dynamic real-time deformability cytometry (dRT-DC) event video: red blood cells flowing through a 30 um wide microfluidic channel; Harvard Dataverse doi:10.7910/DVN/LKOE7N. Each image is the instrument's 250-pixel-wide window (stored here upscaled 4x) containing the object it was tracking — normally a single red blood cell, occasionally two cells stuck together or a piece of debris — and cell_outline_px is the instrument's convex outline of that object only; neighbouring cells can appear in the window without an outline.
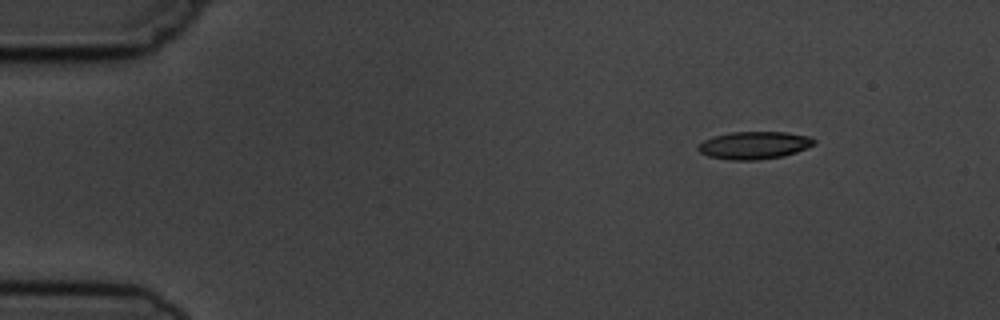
{"species": "common noctule bat (a hibernating species)", "species_latin": "Nyctalus noctula", "temperature_condition": "cold", "stored_images_in_passage": 7, "camera_frame_rate_fps": 3000, "um_per_image_px": 0.085, "animal": {"sex": "male", "body_mass_g": 19.5, "forearm_length_mm": 54.6}, "frame": {"image": 1, "passage_image": 1, "time_ms": 0.0, "image_size_px": [1000, 320], "cell_outline_px": [[816, 144], [796, 152], [784, 156], [756, 160], [728, 160], [708, 156], [700, 152], [696, 148], [704, 140], [712, 136], [732, 132], [788, 132], [812, 136], [816, 140]], "centroid_in_image_um": [64.14, 12.34], "position_along_channel_um": 20.9, "area_um2": 18.84}}
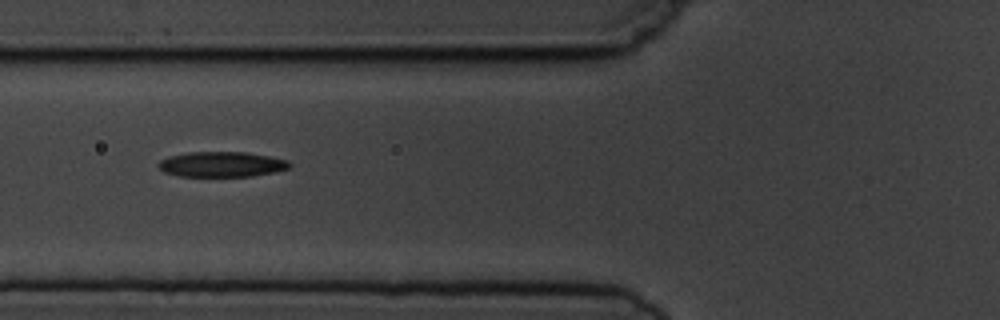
{"frame": {"image": 2, "passage_image": 5, "time_ms": 4.667, "image_size_px": [1000, 320], "cell_outline_px": [[292, 164], [288, 168], [276, 172], [252, 176], [180, 176], [164, 172], [156, 164], [160, 160], [168, 156], [188, 152], [248, 152], [288, 160]], "centroid_in_image_um": [18.84, 13.96], "position_along_channel_um": 107.0, "area_um2": 19.36}}
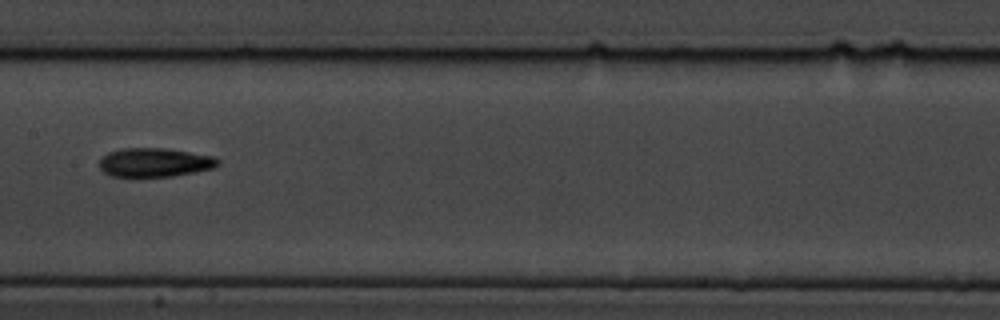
{"frame": {"image": 3, "passage_image": 7, "time_ms": 7.0, "image_size_px": [1000, 320], "cell_outline_px": [[220, 164], [216, 168], [196, 172], [172, 176], [132, 180], [112, 176], [104, 172], [100, 168], [100, 160], [108, 152], [124, 148], [164, 148], [212, 156], [220, 160]], "centroid_in_image_um": [13.13, 13.86], "position_along_channel_um": 194.3, "area_um2": 20.69}}